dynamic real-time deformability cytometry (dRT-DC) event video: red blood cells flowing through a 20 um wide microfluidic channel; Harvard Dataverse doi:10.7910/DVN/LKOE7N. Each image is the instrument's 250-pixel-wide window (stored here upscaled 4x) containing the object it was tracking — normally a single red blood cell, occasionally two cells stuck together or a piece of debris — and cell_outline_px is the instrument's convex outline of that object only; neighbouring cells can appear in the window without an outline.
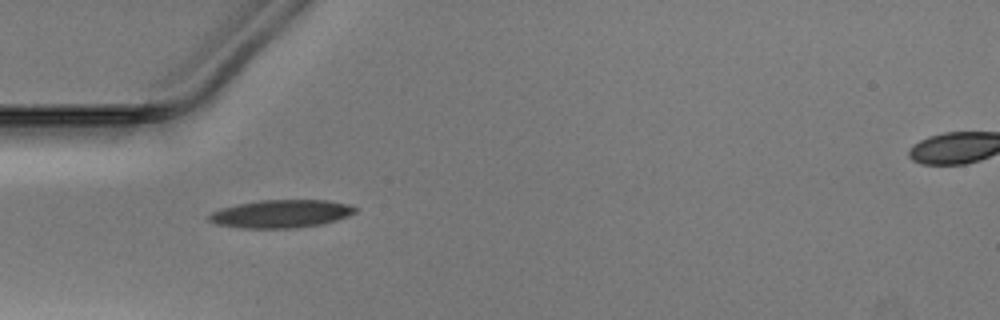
{"species": "Egyptian fruit bat (a non-hibernating species)", "species_latin": "Rousettus aegyptiacus", "temperature_condition": "warm", "stored_images_in_passage": 36, "camera_frame_rate_fps": 3000, "um_per_image_px": 0.085, "animal": {"sex": "male"}, "frame": {"image": 1, "passage_image": 1, "time_ms": 0.0, "image_size_px": [1000, 320], "cell_outline_px": [[356, 212], [348, 216], [324, 224], [296, 228], [240, 228], [216, 224], [208, 220], [204, 216], [220, 208], [260, 200], [328, 200], [348, 204], [356, 208]], "centroid_in_image_um": [23.86, 18.18], "position_along_channel_um": 61.1, "area_um2": 23.99}}
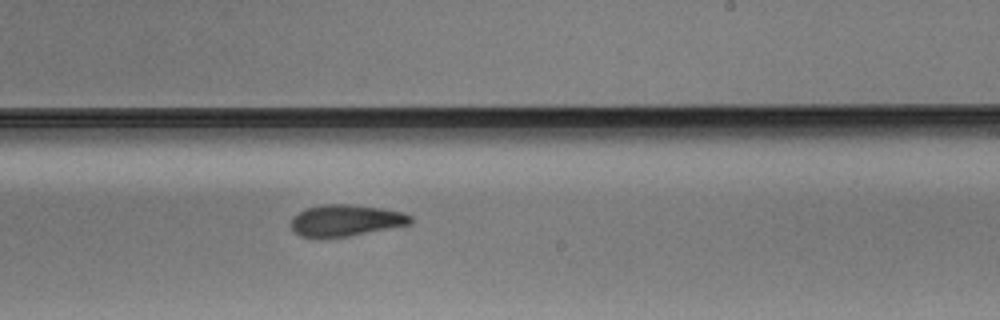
{"frame": {"image": 2, "passage_image": 16, "time_ms": 5.0, "image_size_px": [1000, 320], "cell_outline_px": [[412, 220], [408, 224], [352, 236], [300, 236], [292, 228], [292, 216], [304, 208], [324, 204], [352, 204], [380, 208], [400, 212], [412, 216]], "centroid_in_image_um": [29.37, 18.71], "position_along_channel_um": 259.6, "area_um2": 21.56}}
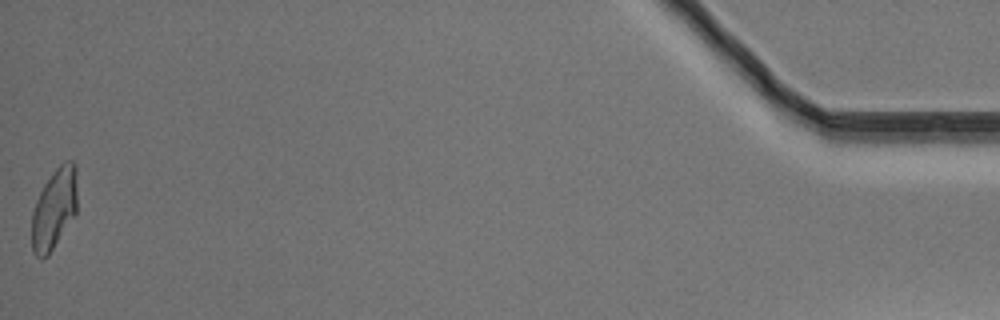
{"frame": {"image": 3, "passage_image": 36, "time_ms": 11.667, "image_size_px": [1000, 320], "cell_outline_px": [[76, 216], [48, 256], [40, 260], [32, 252], [32, 212], [36, 200], [44, 184], [52, 172], [64, 160], [72, 160], [76, 164]], "centroid_in_image_um": [4.61, 17.77], "position_along_channel_um": 430.6, "area_um2": 21.79}}